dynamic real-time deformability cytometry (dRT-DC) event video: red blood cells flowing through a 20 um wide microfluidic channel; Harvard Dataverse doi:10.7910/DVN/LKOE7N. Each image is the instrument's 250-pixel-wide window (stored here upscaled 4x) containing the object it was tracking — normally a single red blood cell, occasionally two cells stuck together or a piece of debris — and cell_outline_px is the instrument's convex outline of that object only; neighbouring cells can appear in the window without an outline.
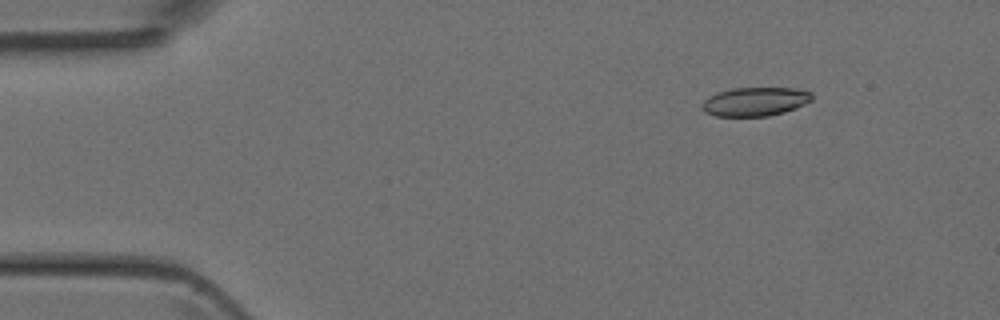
{"species": "Egyptian fruit bat (a non-hibernating species)", "species_latin": "Rousettus aegyptiacus", "temperature_condition": "room temperature", "stored_images_in_passage": 4, "camera_frame_rate_fps": 3000, "um_per_image_px": 0.085, "animal": {"sex": "female"}, "frame": {"image": 1, "passage_image": 2, "time_ms": 0.333, "image_size_px": [1000, 320], "cell_outline_px": [[812, 100], [796, 108], [784, 112], [768, 116], [716, 116], [704, 112], [700, 108], [700, 104], [708, 96], [716, 92], [732, 88], [792, 88], [812, 92]], "centroid_in_image_um": [64.13, 8.63], "position_along_channel_um": 20.9, "area_um2": 18.61}}
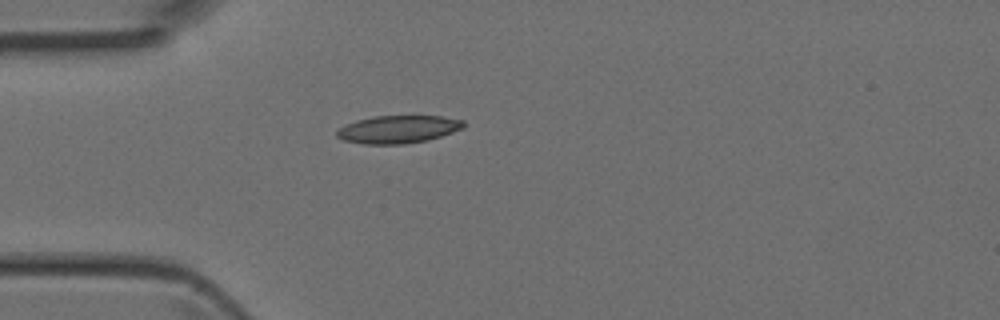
{"frame": {"image": 2, "passage_image": 4, "time_ms": 1.0, "image_size_px": [1000, 320], "cell_outline_px": [[464, 128], [428, 140], [404, 144], [364, 144], [344, 140], [336, 136], [336, 132], [340, 128], [356, 120], [376, 116], [440, 116], [464, 120]], "centroid_in_image_um": [33.85, 10.99], "position_along_channel_um": 51.1, "area_um2": 20.35}}